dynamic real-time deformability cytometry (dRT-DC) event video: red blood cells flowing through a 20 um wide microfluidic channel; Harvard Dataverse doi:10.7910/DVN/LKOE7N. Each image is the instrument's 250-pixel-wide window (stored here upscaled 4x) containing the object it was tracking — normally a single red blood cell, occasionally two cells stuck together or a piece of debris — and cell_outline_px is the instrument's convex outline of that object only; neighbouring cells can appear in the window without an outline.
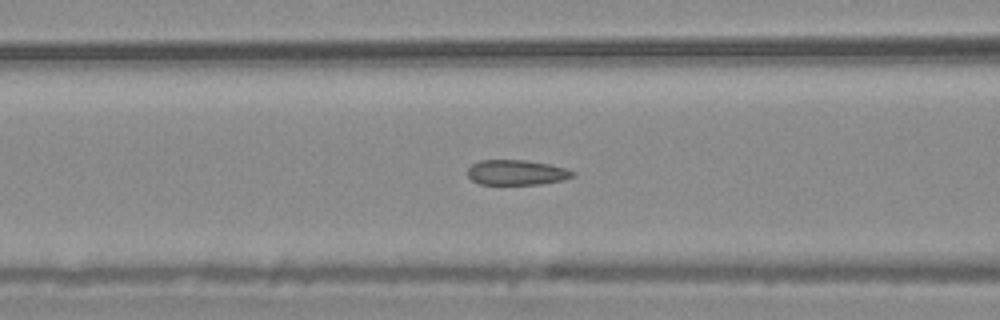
{"species": "common noctule bat (a hibernating species)", "species_latin": "Nyctalus noctula", "temperature_condition": "warm", "stored_images_in_passage": 56, "camera_frame_rate_fps": 3000, "um_per_image_px": 0.085, "animal": {"sex": "male", "body_mass_g": 20.4}, "frame": {"image": 1, "passage_image": 23, "time_ms": 7.333, "image_size_px": [1000, 320], "cell_outline_px": [[576, 172], [572, 176], [564, 180], [540, 184], [480, 184], [472, 180], [468, 176], [468, 168], [472, 164], [480, 160], [524, 160], [548, 164], [564, 168]], "centroid_in_image_um": [43.89, 14.66], "position_along_channel_um": 122.7, "area_um2": 15.26}}
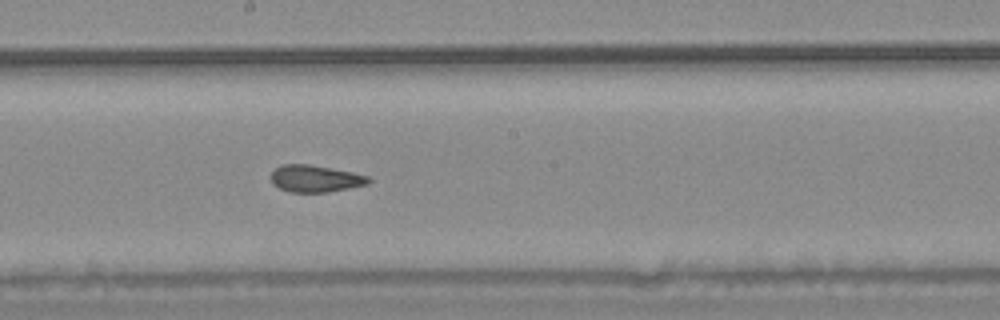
{"frame": {"image": 2, "passage_image": 31, "time_ms": 10.0, "image_size_px": [1000, 320], "cell_outline_px": [[372, 180], [368, 184], [328, 192], [288, 192], [272, 184], [272, 172], [276, 168], [284, 164], [308, 164], [352, 172], [368, 176]], "centroid_in_image_um": [26.8, 15.19], "position_along_channel_um": 221.4, "area_um2": 15.2}}
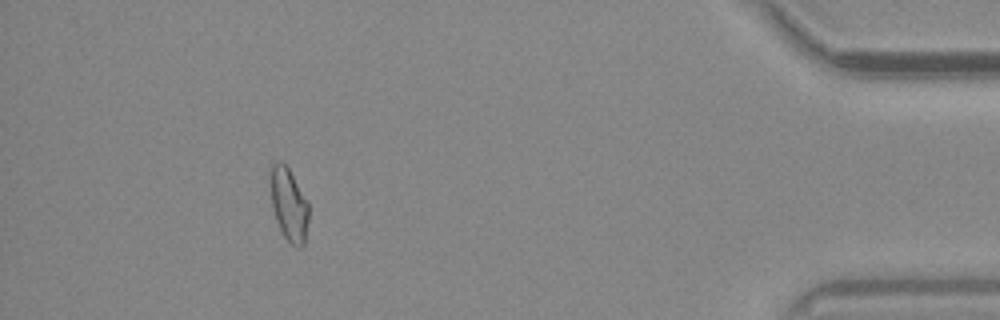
{"frame": {"image": 3, "passage_image": 51, "time_ms": 16.667, "image_size_px": [1000, 320], "cell_outline_px": [[308, 220], [304, 244], [300, 248], [296, 248], [284, 236], [276, 220], [272, 208], [268, 176], [268, 164], [276, 160], [280, 160], [288, 168], [308, 200]], "centroid_in_image_um": [24.5, 17.29], "position_along_channel_um": 410.7, "area_um2": 16.82}, "authors_computed_cell_mechanics": {"area_um2": 16.6175, "velocity_mm_per_s": 3.7005, "shape_relaxation_time_tau1_ms": null, "shape_relaxation_time_tau2_ms": 2.2096, "deformation_change_tau1": null, "deformation_change_tau2": 0.0717}}